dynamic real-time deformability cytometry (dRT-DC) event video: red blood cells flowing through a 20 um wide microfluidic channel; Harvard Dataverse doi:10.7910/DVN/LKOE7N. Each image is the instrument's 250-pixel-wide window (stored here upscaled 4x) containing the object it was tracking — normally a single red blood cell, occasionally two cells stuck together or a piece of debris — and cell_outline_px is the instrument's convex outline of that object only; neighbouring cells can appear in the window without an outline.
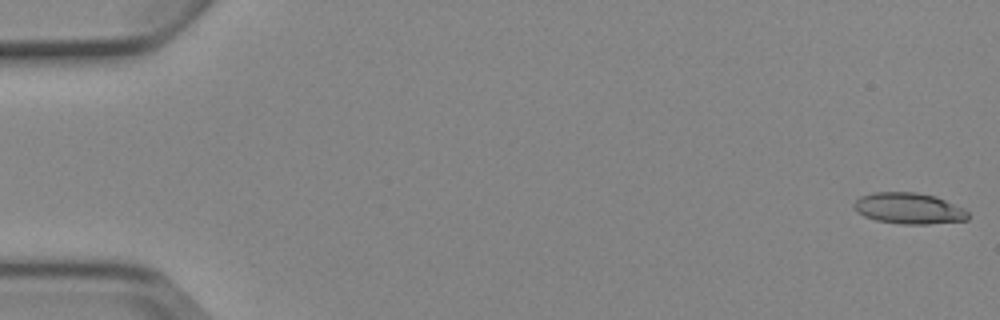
{"species": "Egyptian fruit bat (a non-hibernating species)", "species_latin": "Rousettus aegyptiacus", "temperature_condition": "cold", "stored_images_in_passage": 5, "camera_frame_rate_fps": 3000, "um_per_image_px": 0.085, "animal": {"sex": "female"}, "frame": {"image": 1, "passage_image": 1, "time_ms": 0.0, "image_size_px": [1000, 320], "cell_outline_px": [[968, 220], [928, 224], [900, 224], [876, 220], [864, 216], [856, 212], [852, 204], [860, 196], [872, 192], [916, 192], [936, 196], [964, 208], [968, 212]], "centroid_in_image_um": [77.23, 17.71], "position_along_channel_um": 7.8, "area_um2": 20.87}}